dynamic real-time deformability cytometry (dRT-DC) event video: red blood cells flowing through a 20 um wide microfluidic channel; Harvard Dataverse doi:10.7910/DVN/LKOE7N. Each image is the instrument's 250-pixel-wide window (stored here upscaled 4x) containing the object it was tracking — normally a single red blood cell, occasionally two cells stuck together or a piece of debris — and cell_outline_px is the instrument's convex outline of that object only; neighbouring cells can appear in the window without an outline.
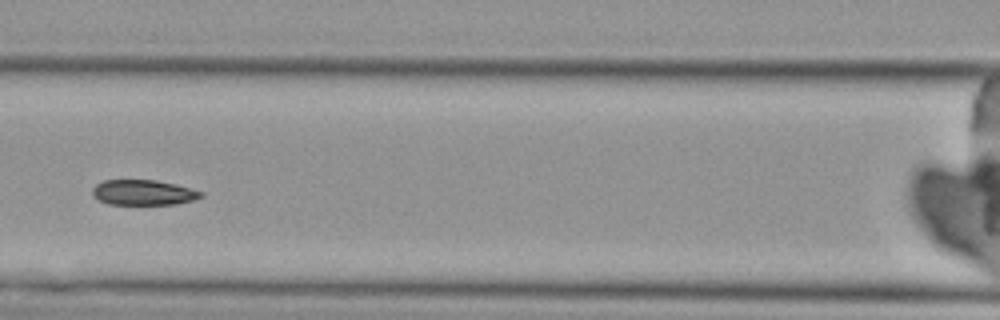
{"species": "Egyptian fruit bat (a non-hibernating species)", "species_latin": "Rousettus aegyptiacus", "temperature_condition": "cold", "stored_images_in_passage": 8, "camera_frame_rate_fps": 3000, "um_per_image_px": 0.085, "animal": {"sex": "female"}, "frame": {"image": 1, "passage_image": 8, "time_ms": 8.667, "image_size_px": [1000, 320], "cell_outline_px": [[204, 196], [192, 200], [176, 204], [108, 204], [92, 196], [92, 188], [96, 184], [104, 180], [156, 180], [176, 184], [204, 192]], "centroid_in_image_um": [12.18, 16.36], "position_along_channel_um": 154.4, "area_um2": 16.01}}